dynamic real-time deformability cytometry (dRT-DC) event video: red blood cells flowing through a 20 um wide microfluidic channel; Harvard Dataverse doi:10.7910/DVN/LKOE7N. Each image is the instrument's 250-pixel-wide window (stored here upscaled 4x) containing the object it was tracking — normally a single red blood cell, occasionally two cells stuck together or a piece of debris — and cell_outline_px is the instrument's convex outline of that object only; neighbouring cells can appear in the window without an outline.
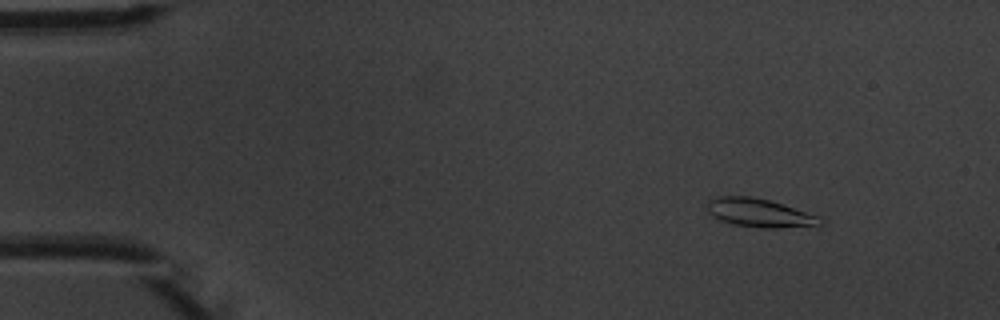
{"species": "common noctule bat (a hibernating species)", "species_latin": "Nyctalus noctula", "temperature_condition": "warm", "stored_images_in_passage": 3, "camera_frame_rate_fps": 3000, "um_per_image_px": 0.085, "animal": {"sex": "male", "body_mass_g": 20.1, "forearm_length_mm": 53.5}, "frame": {"image": 1, "passage_image": 1, "time_ms": 0.0, "image_size_px": [1000, 320], "cell_outline_px": [[828, 220], [820, 224], [776, 228], [760, 228], [736, 224], [720, 220], [708, 212], [704, 204], [708, 200], [716, 196], [752, 196], [768, 200], [820, 216]], "centroid_in_image_um": [64.52, 18.08], "position_along_channel_um": 20.5, "area_um2": 18.73}}